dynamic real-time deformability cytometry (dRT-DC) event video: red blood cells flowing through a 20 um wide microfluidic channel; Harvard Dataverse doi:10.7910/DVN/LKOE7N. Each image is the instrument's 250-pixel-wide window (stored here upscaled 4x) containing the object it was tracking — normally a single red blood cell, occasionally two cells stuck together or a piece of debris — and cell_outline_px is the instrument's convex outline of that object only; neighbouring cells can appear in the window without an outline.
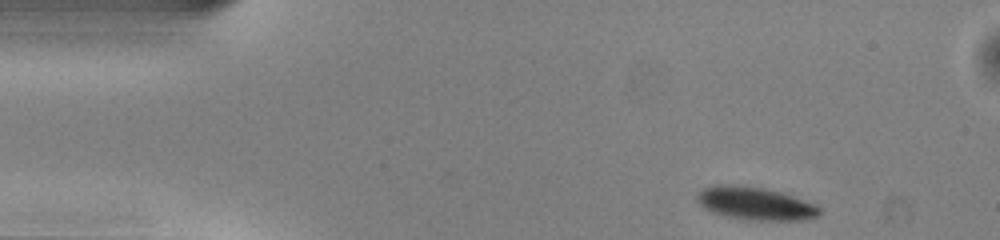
{"species": "common noctule bat (a hibernating species)", "species_latin": "Nyctalus noctula", "temperature_condition": "warm", "stored_images_in_passage": 46, "segment_of_instrument_passage": [1, 2], "camera_frame_rate_fps": 3000, "um_per_image_px": 0.085, "animal": {"sex": "male", "body_mass_g": 13.0, "forearm_length_mm": 53.1}, "frame": {"image": 1, "passage_image": 1, "time_ms": 0.0, "image_size_px": [1000, 240], "cell_outline_px": [[820, 216], [800, 220], [748, 220], [728, 216], [712, 212], [704, 208], [696, 200], [696, 192], [712, 184], [732, 184], [764, 188], [780, 192], [792, 196], [812, 204], [820, 208]], "centroid_in_image_um": [64.13, 17.28], "position_along_channel_um": 20.9, "area_um2": 23.41}}
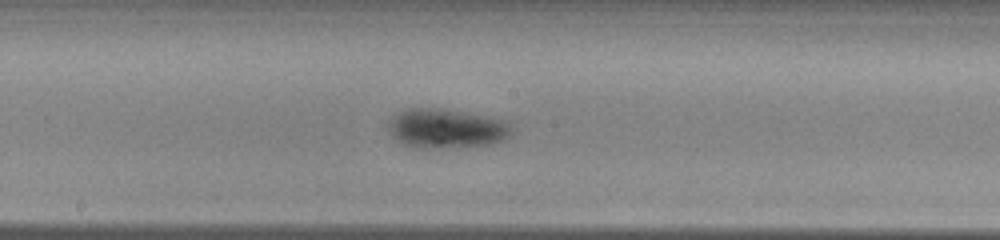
{"frame": {"image": 2, "passage_image": 21, "time_ms": 6.667, "image_size_px": [1000, 240], "cell_outline_px": [[512, 136], [504, 140], [492, 144], [452, 148], [416, 148], [404, 144], [388, 128], [388, 120], [400, 112], [408, 108], [440, 108], [464, 112], [504, 120], [512, 128]], "centroid_in_image_um": [37.98, 10.93], "position_along_channel_um": 210.2, "area_um2": 28.21}}
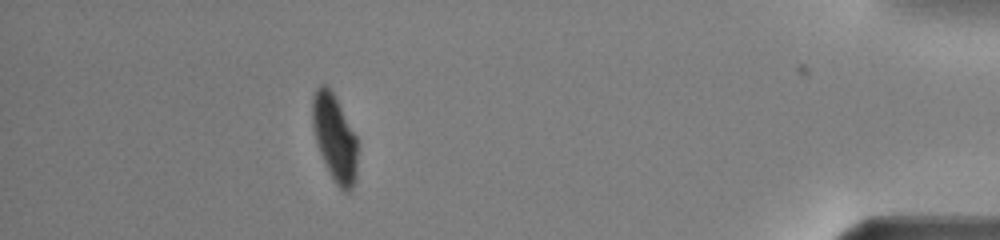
{"frame": {"image": 3, "passage_image": 40, "time_ms": 13.0, "image_size_px": [1000, 240], "cell_outline_px": [[356, 176], [352, 188], [348, 192], [344, 192], [332, 180], [320, 152], [312, 128], [312, 96], [316, 88], [320, 84], [324, 84], [332, 92], [356, 136]], "centroid_in_image_um": [28.42, 11.73], "position_along_channel_um": 406.8, "area_um2": 22.48}}